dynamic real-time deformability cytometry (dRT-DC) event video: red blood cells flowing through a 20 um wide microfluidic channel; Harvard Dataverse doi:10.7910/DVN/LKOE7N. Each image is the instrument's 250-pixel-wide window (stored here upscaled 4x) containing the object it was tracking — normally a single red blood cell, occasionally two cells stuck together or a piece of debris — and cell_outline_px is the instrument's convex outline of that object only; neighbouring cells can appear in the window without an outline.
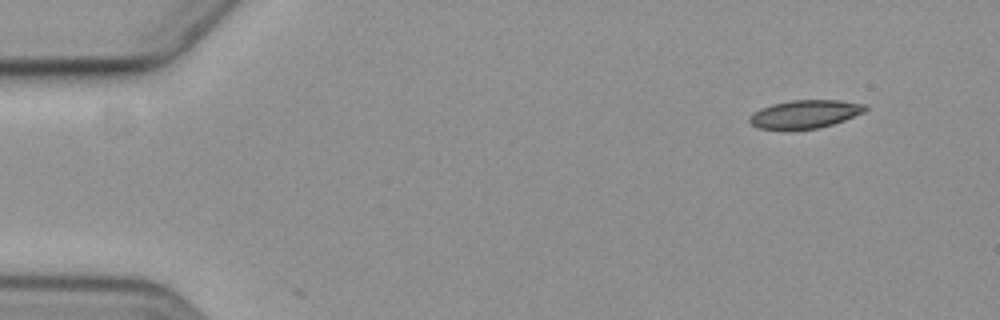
{"species": "common noctule bat (a hibernating species)", "species_latin": "Nyctalus noctula", "temperature_condition": "cold", "stored_images_in_passage": 3, "camera_frame_rate_fps": 3000, "um_per_image_px": 0.085, "animal": {"sex": "female", "body_mass_g": 19.3, "forearm_length_mm": 54.1}, "frame": {"image": 1, "passage_image": 1, "time_ms": 0.0, "image_size_px": [1000, 320], "cell_outline_px": [[868, 108], [864, 112], [844, 120], [832, 124], [816, 128], [784, 132], [760, 128], [752, 124], [748, 120], [748, 116], [752, 112], [760, 108], [772, 104], [792, 100], [840, 100], [868, 104]], "centroid_in_image_um": [68.38, 9.72], "position_along_channel_um": 16.6, "area_um2": 19.59}}
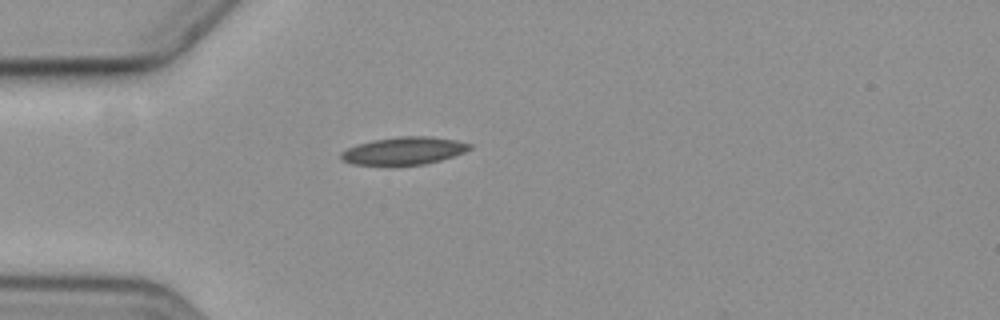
{"frame": {"image": 2, "passage_image": 3, "time_ms": 3.667, "image_size_px": [1000, 320], "cell_outline_px": [[472, 148], [464, 152], [440, 160], [424, 164], [352, 164], [340, 160], [340, 152], [356, 144], [372, 140], [396, 136], [432, 136], [456, 140], [472, 144]], "centroid_in_image_um": [34.31, 12.79], "position_along_channel_um": 50.7, "area_um2": 20.63}}